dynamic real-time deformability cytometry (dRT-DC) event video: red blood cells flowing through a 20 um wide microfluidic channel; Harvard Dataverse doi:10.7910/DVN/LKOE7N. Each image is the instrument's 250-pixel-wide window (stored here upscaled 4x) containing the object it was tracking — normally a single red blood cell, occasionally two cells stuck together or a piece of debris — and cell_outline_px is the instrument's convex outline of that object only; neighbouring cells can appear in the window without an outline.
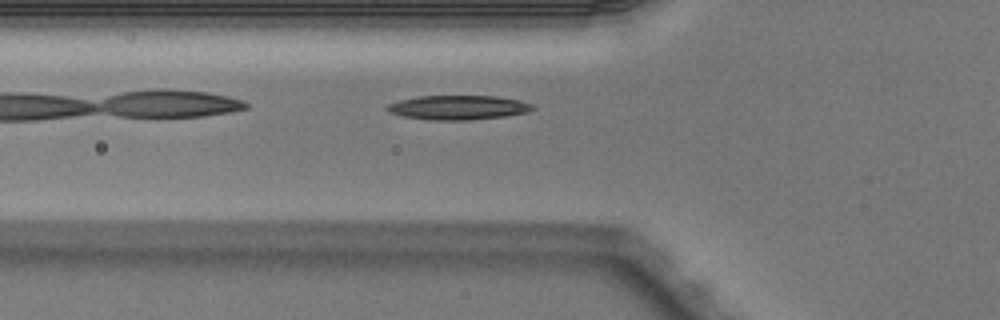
{"species": "Egyptian fruit bat (a non-hibernating species)", "species_latin": "Rousettus aegyptiacus", "temperature_condition": "warm", "stored_images_in_passage": 4, "camera_frame_rate_fps": 3000, "um_per_image_px": 0.085, "animal": {"sex": "male"}, "frame": {"image": 1, "passage_image": 4, "time_ms": 1.0, "image_size_px": [1000, 320], "cell_outline_px": [[536, 108], [528, 112], [504, 116], [468, 120], [428, 120], [404, 116], [388, 112], [384, 108], [388, 104], [400, 100], [420, 96], [496, 96], [520, 100], [532, 104]], "centroid_in_image_um": [38.95, 9.14], "position_along_channel_um": 86.9, "area_um2": 20.63}}